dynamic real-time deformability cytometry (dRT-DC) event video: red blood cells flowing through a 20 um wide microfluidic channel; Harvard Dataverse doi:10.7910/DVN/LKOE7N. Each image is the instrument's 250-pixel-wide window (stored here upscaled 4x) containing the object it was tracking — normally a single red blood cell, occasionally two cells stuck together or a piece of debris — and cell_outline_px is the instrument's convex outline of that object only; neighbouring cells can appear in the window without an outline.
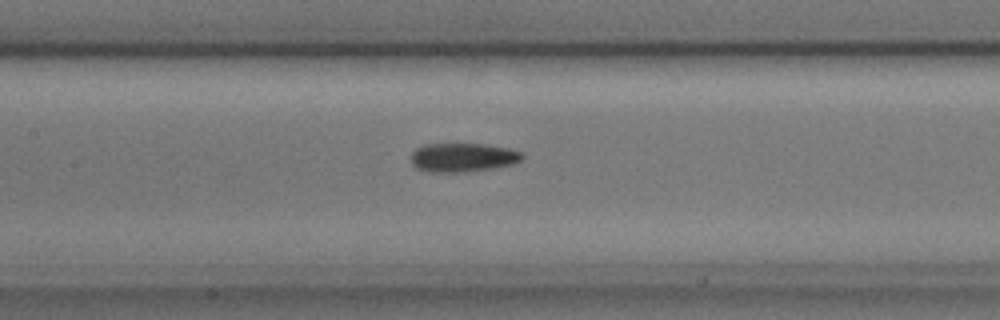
{"species": "common noctule bat (a hibernating species)", "species_latin": "Nyctalus noctula", "temperature_condition": "cold", "stored_images_in_passage": 36, "camera_frame_rate_fps": 3000, "um_per_image_px": 0.085, "animal": {"sex": "male", "body_mass_g": 17.9, "forearm_length_mm": 54.2}, "frame": {"image": 1, "passage_image": 12, "time_ms": 3.667, "image_size_px": [1000, 320], "cell_outline_px": [[524, 156], [520, 160], [512, 164], [464, 172], [428, 172], [416, 168], [412, 164], [412, 152], [416, 148], [424, 144], [484, 144], [508, 148], [524, 152]], "centroid_in_image_um": [39.32, 13.37], "position_along_channel_um": 168.1, "area_um2": 18.61}}
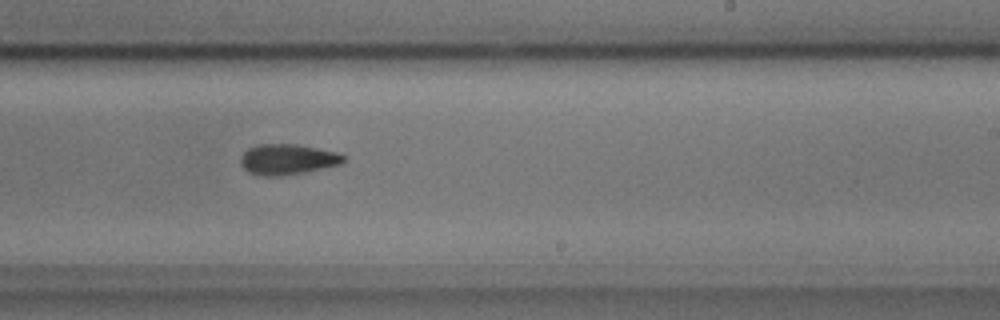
{"frame": {"image": 2, "passage_image": 20, "time_ms": 6.333, "image_size_px": [1000, 320], "cell_outline_px": [[344, 160], [340, 164], [304, 172], [280, 176], [264, 176], [248, 172], [240, 164], [240, 156], [248, 148], [256, 144], [296, 144], [336, 152], [344, 156]], "centroid_in_image_um": [24.38, 13.54], "position_along_channel_um": 264.6, "area_um2": 18.21}}
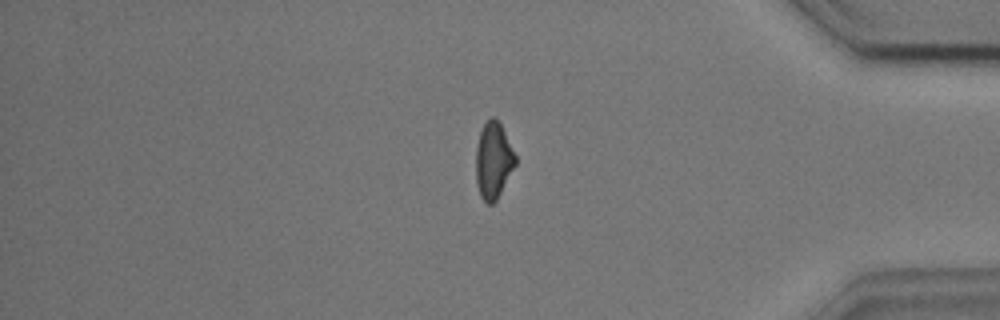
{"frame": {"image": 3, "passage_image": 33, "time_ms": 10.667, "image_size_px": [1000, 320], "cell_outline_px": [[516, 164], [496, 200], [492, 204], [488, 204], [480, 196], [476, 180], [476, 148], [480, 132], [484, 124], [492, 116], [500, 124], [516, 156]], "centroid_in_image_um": [41.92, 13.66], "position_along_channel_um": 393.3, "area_um2": 17.22}}